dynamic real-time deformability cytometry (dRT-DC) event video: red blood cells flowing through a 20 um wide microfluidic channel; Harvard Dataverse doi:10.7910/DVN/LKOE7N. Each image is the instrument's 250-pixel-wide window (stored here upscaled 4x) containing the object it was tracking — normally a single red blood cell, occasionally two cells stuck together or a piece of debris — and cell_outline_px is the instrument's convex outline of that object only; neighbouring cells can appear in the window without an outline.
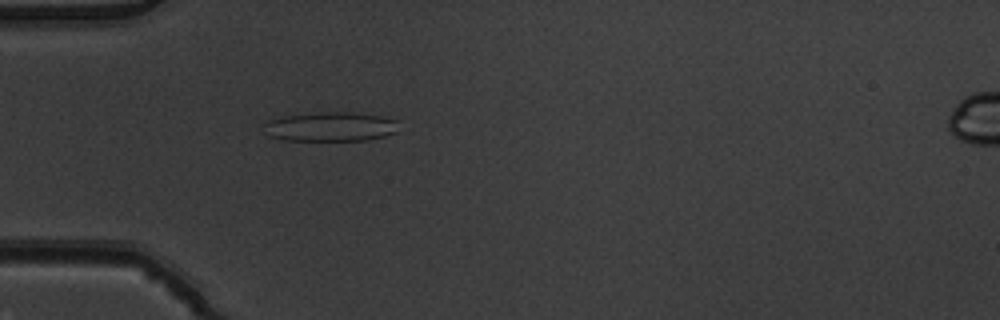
{"species": "common noctule bat (a hibernating species)", "species_latin": "Nyctalus noctula", "temperature_condition": "warm", "stored_images_in_passage": 2, "camera_frame_rate_fps": 3000, "um_per_image_px": 0.085, "animal": {"sex": "male", "body_mass_g": 19.5, "forearm_length_mm": 54.6}, "frame": {"image": 1, "passage_image": 1, "time_ms": 0.0, "image_size_px": [1000, 320], "cell_outline_px": [[396, 132], [384, 136], [368, 140], [280, 140], [268, 136], [264, 124], [268, 120], [284, 116], [328, 112], [348, 112], [384, 116], [396, 120]], "centroid_in_image_um": [28.08, 10.77], "position_along_channel_um": 56.9, "area_um2": 22.83}}